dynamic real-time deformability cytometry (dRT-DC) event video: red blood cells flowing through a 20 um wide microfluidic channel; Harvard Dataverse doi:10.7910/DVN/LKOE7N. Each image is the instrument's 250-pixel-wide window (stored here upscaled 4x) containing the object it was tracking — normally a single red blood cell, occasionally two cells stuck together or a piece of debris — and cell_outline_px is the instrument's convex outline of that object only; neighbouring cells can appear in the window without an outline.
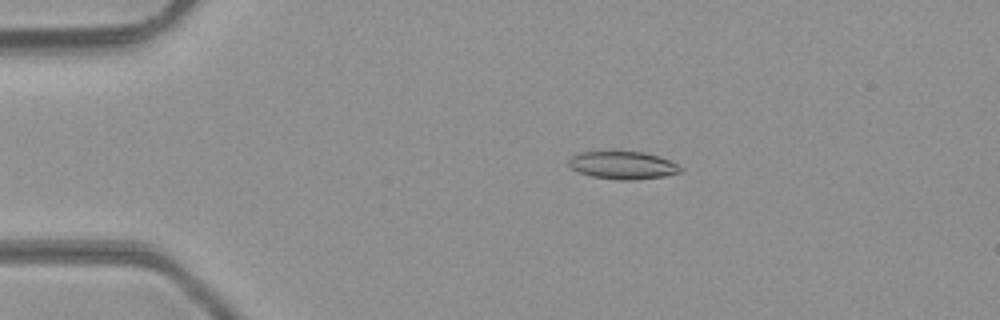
{"species": "common noctule bat (a hibernating species)", "species_latin": "Nyctalus noctula", "temperature_condition": "room temperature", "stored_images_in_passage": 48, "camera_frame_rate_fps": 3000, "um_per_image_px": 0.085, "animal": {"sex": "male", "body_mass_g": 23.1, "forearm_length_mm": 52.7}, "frame": {"image": 1, "passage_image": 10, "time_ms": 3.0, "image_size_px": [1000, 320], "cell_outline_px": [[684, 172], [664, 176], [636, 180], [620, 180], [592, 176], [580, 172], [572, 168], [568, 164], [568, 160], [572, 156], [580, 152], [612, 148], [620, 148], [644, 152], [660, 156], [684, 168]], "centroid_in_image_um": [52.95, 13.98], "position_along_channel_um": 32.1, "area_um2": 19.07}}
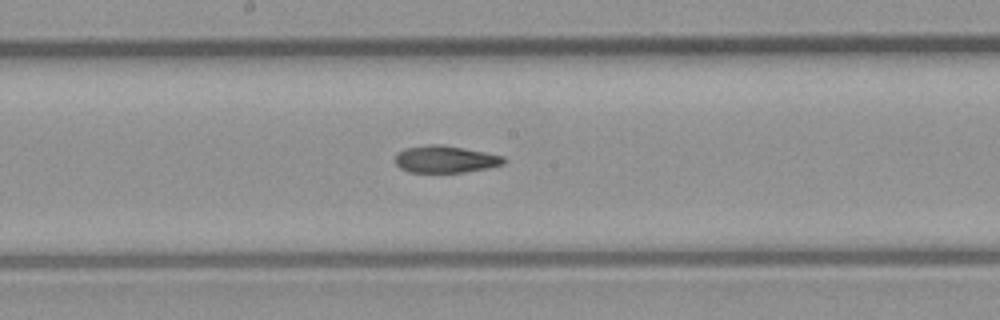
{"frame": {"image": 2, "passage_image": 26, "time_ms": 8.333, "image_size_px": [1000, 320], "cell_outline_px": [[504, 164], [488, 168], [464, 172], [408, 172], [400, 168], [396, 164], [396, 152], [404, 148], [428, 144], [444, 144], [504, 156]], "centroid_in_image_um": [37.82, 13.52], "position_along_channel_um": 210.4, "area_um2": 17.22}}
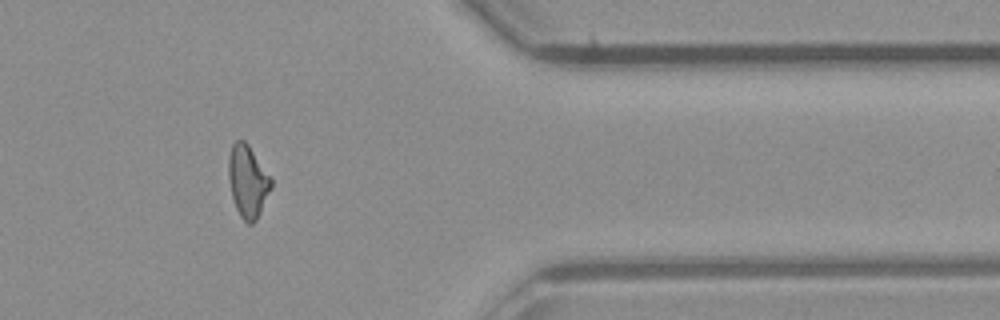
{"frame": {"image": 3, "passage_image": 40, "time_ms": 13.0, "image_size_px": [1000, 320], "cell_outline_px": [[272, 188], [256, 220], [252, 224], [248, 224], [240, 216], [236, 208], [232, 196], [228, 176], [228, 156], [232, 144], [236, 140], [244, 140], [248, 144], [272, 180]], "centroid_in_image_um": [21.05, 15.41], "position_along_channel_um": 390.4, "area_um2": 17.8}, "authors_computed_cell_mechanics": {"area_um2": 17.8024, "velocity_mm_per_s": 4.3039, "shape_relaxation_time_tau1_ms": null, "shape_relaxation_time_tau2_ms": 4.539, "deformation_change_tau1": null, "deformation_change_tau2": 0.1309}}